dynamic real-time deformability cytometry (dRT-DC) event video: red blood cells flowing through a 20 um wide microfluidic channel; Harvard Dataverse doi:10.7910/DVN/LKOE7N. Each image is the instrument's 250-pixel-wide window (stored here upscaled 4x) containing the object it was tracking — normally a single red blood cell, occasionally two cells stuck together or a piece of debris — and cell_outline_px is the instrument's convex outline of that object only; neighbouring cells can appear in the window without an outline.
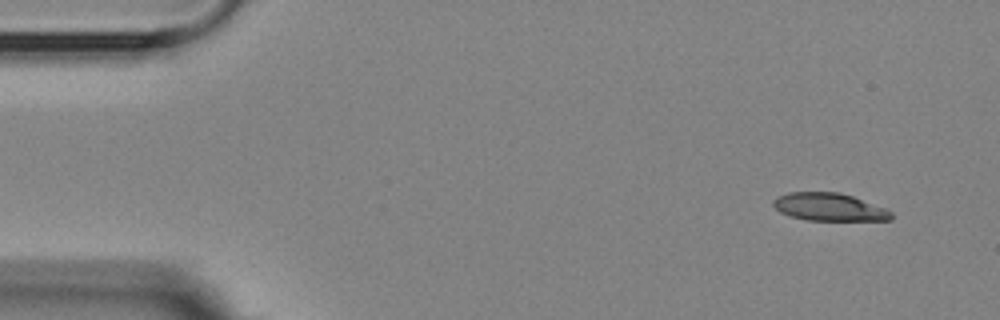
{"species": "Egyptian fruit bat (a non-hibernating species)", "species_latin": "Rousettus aegyptiacus", "temperature_condition": "room temperature", "stored_images_in_passage": 4, "camera_frame_rate_fps": 3000, "um_per_image_px": 0.085, "animal": {"sex": "female"}, "frame": {"image": 1, "passage_image": 1, "time_ms": 0.0, "image_size_px": [1000, 320], "cell_outline_px": [[892, 220], [808, 220], [788, 216], [780, 212], [772, 204], [772, 200], [788, 192], [840, 192], [852, 196], [884, 208], [892, 212]], "centroid_in_image_um": [70.45, 17.6], "position_along_channel_um": 14.5, "area_um2": 18.96}}
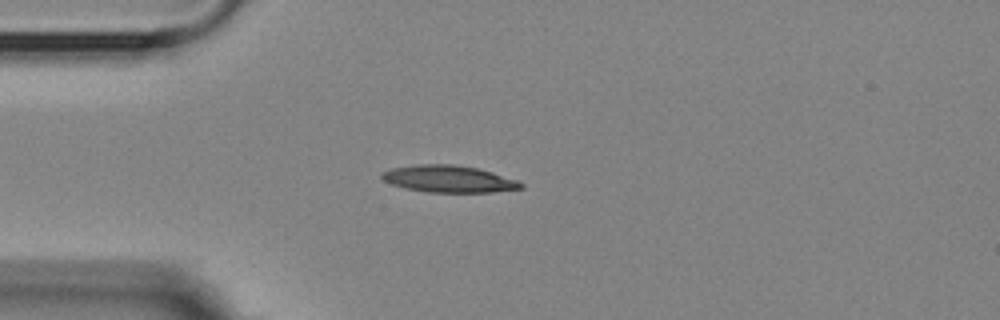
{"frame": {"image": 2, "passage_image": 4, "time_ms": 3.333, "image_size_px": [1000, 320], "cell_outline_px": [[524, 188], [492, 192], [428, 192], [404, 188], [392, 184], [384, 180], [380, 176], [380, 172], [392, 168], [416, 164], [452, 164], [476, 168], [492, 172], [516, 180], [524, 184]], "centroid_in_image_um": [38.12, 15.21], "position_along_channel_um": 46.9, "area_um2": 21.79}}